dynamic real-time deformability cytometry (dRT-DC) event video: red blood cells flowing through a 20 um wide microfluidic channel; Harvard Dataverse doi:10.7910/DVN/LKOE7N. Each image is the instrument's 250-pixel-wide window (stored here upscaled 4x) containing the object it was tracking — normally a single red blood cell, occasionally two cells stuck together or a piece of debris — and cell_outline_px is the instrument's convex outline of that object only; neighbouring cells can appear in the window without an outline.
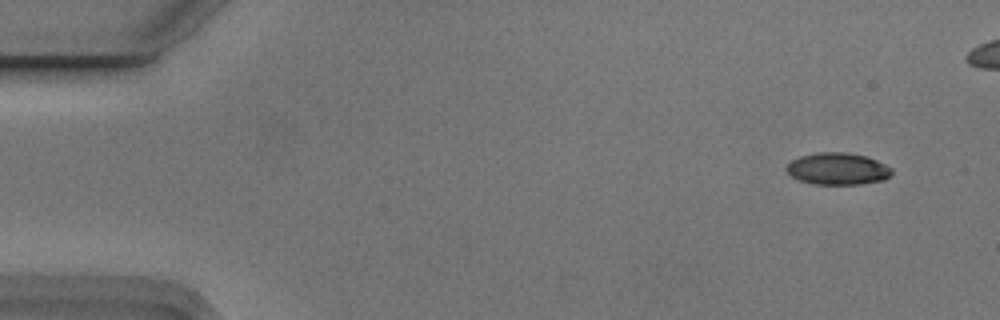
{"species": "Egyptian fruit bat (a non-hibernating species)", "species_latin": "Rousettus aegyptiacus", "temperature_condition": "cold", "stored_images_in_passage": 6, "camera_frame_rate_fps": 3000, "um_per_image_px": 0.085, "animal": {"sex": "male"}, "frame": {"image": 1, "passage_image": 1, "time_ms": 0.0, "image_size_px": [1000, 320], "cell_outline_px": [[892, 172], [884, 180], [860, 184], [812, 184], [800, 180], [792, 176], [784, 168], [792, 160], [800, 156], [816, 152], [844, 152], [868, 156], [892, 168]], "centroid_in_image_um": [71.19, 14.34], "position_along_channel_um": 13.8, "area_um2": 19.59}}